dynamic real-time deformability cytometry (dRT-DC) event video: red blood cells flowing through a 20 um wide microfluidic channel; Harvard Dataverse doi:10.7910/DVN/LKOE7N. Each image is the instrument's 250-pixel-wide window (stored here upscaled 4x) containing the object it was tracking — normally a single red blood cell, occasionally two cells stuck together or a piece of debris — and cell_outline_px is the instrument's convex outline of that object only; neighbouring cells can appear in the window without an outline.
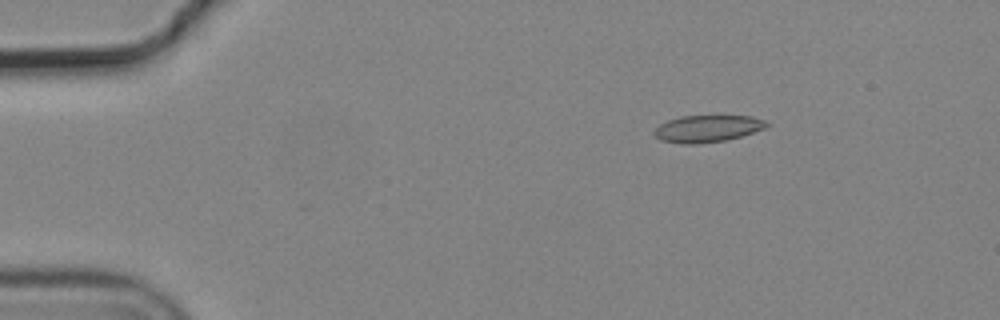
{"species": "common noctule bat (a hibernating species)", "species_latin": "Nyctalus noctula", "temperature_condition": "cold", "stored_images_in_passage": 4, "camera_frame_rate_fps": 3000, "um_per_image_px": 0.085, "animal": {"sex": "male", "body_mass_g": 19.2, "forearm_length_mm": 51.8}, "frame": {"image": 1, "passage_image": 2, "time_ms": 0.333, "image_size_px": [1000, 320], "cell_outline_px": [[768, 124], [764, 128], [728, 140], [696, 144], [684, 144], [660, 140], [652, 132], [660, 124], [668, 120], [680, 116], [752, 116], [764, 120]], "centroid_in_image_um": [60.09, 10.93], "position_along_channel_um": 24.9, "area_um2": 17.51}}